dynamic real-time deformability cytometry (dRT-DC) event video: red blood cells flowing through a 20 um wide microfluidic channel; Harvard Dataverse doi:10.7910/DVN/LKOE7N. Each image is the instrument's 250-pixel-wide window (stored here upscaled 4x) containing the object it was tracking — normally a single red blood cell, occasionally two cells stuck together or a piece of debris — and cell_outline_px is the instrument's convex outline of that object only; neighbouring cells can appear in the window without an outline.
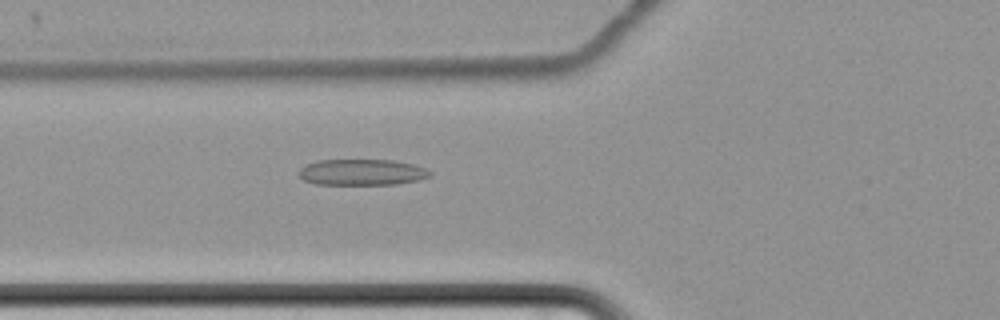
{"species": "common noctule bat (a hibernating species)", "species_latin": "Nyctalus noctula", "temperature_condition": "cold", "stored_images_in_passage": 63, "camera_frame_rate_fps": 3000, "um_per_image_px": 0.085, "animal": {"sex": "female", "body_mass_g": 22.7, "forearm_length_mm": 54.2}, "frame": {"image": 1, "passage_image": 26, "time_ms": 8.333, "image_size_px": [1000, 320], "cell_outline_px": [[432, 176], [420, 180], [396, 184], [312, 184], [304, 180], [300, 176], [300, 168], [304, 164], [316, 160], [392, 160], [412, 164], [424, 168], [432, 172]], "centroid_in_image_um": [30.76, 14.64], "position_along_channel_um": 95.0, "area_um2": 20.0}}
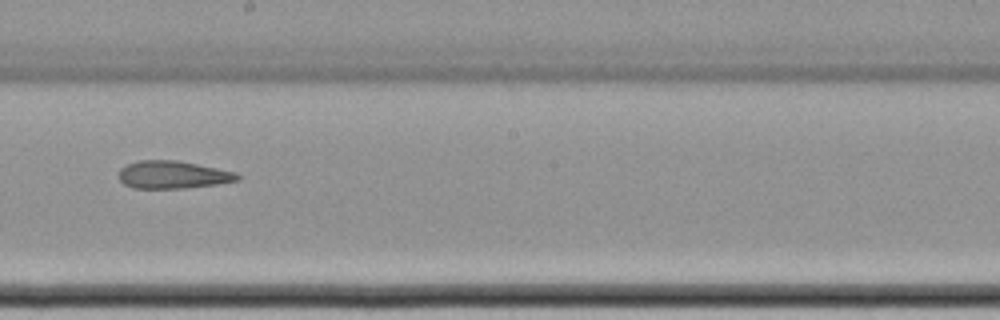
{"frame": {"image": 2, "passage_image": 38, "time_ms": 12.333, "image_size_px": [1000, 320], "cell_outline_px": [[244, 176], [240, 180], [216, 184], [184, 188], [132, 188], [124, 184], [120, 180], [120, 168], [128, 164], [140, 160], [176, 160], [236, 172]], "centroid_in_image_um": [14.73, 14.85], "position_along_channel_um": 233.5, "area_um2": 19.07}}
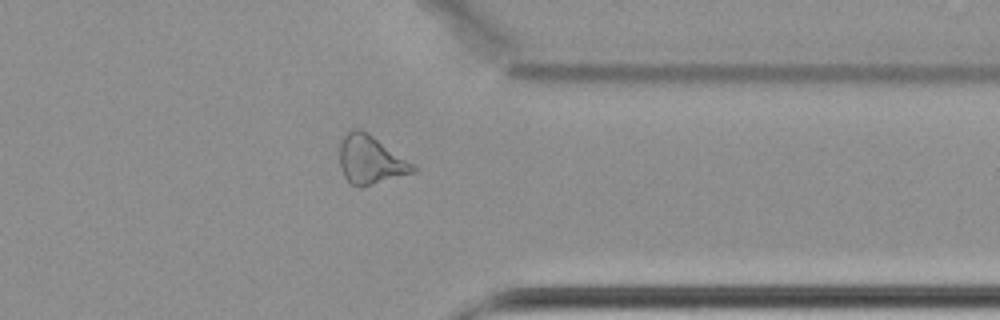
{"frame": {"image": 3, "passage_image": 51, "time_ms": 16.667, "image_size_px": [1000, 320], "cell_outline_px": [[416, 172], [360, 188], [352, 184], [344, 176], [340, 168], [340, 144], [344, 136], [348, 132], [356, 128], [360, 128], [368, 132], [412, 164], [416, 168]], "centroid_in_image_um": [31.47, 13.6], "position_along_channel_um": 379.9, "area_um2": 20.46}, "authors_computed_cell_mechanics": {"area_um2": 22.4264, "velocity_mm_per_s": 3.459, "shape_relaxation_time_tau1_ms": null, "shape_relaxation_time_tau2_ms": 4.1438, "deformation_change_tau1": null, "deformation_change_tau2": 0.1315}}